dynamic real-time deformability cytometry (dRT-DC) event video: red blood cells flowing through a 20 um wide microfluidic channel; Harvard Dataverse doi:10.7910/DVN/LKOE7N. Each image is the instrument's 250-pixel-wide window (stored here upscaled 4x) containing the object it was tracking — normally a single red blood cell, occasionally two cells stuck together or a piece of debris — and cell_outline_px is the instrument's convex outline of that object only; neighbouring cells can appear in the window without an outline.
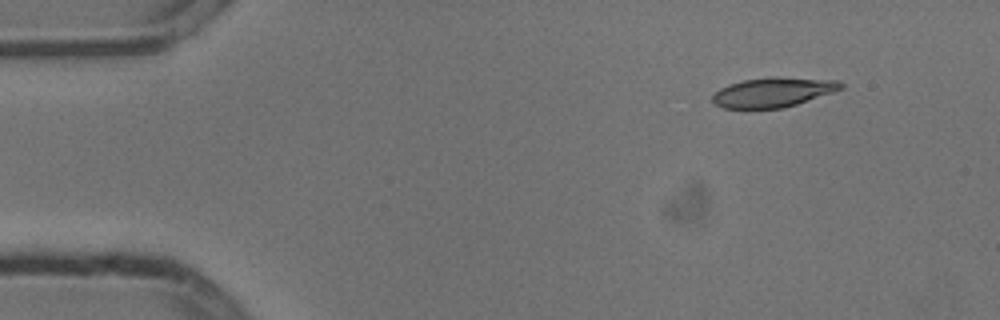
{"species": "common noctule bat (a hibernating species)", "species_latin": "Nyctalus noctula", "temperature_condition": "cold", "stored_images_in_passage": 4, "segment_of_instrument_passage": [2, 2], "camera_frame_rate_fps": 3000, "um_per_image_px": 0.085, "animal": {"sex": "male", "body_mass_g": 13.3}, "frame": {"image": 1, "passage_image": 4, "time_ms": 1.0, "image_size_px": [1000, 320], "cell_outline_px": [[844, 88], [784, 108], [724, 108], [716, 104], [712, 100], [712, 96], [720, 88], [728, 84], [744, 80], [768, 76], [776, 76], [840, 80], [844, 84]], "centroid_in_image_um": [65.74, 7.82], "position_along_channel_um": 19.3, "area_um2": 22.25}}